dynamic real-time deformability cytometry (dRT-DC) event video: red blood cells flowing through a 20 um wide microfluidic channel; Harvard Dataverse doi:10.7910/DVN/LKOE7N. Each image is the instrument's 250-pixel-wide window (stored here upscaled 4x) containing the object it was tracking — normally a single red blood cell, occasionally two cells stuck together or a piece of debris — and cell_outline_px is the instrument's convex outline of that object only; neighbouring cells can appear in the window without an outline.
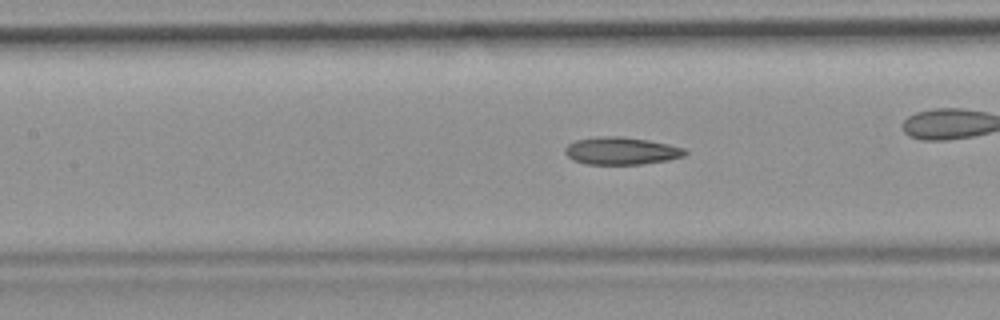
{"species": "common noctule bat (a hibernating species)", "species_latin": "Nyctalus noctula", "temperature_condition": "room temperature", "stored_images_in_passage": 54, "camera_frame_rate_fps": 3000, "um_per_image_px": 0.085, "animal": {"sex": "female", "body_mass_g": 19.9}, "frame": {"image": 1, "passage_image": 24, "time_ms": 7.667, "image_size_px": [1000, 320], "cell_outline_px": [[688, 152], [684, 156], [668, 160], [644, 164], [584, 164], [572, 160], [564, 152], [564, 148], [568, 144], [576, 140], [596, 136], [620, 136], [648, 140], [668, 144], [684, 148]], "centroid_in_image_um": [52.79, 12.82], "position_along_channel_um": 154.6, "area_um2": 19.36}, "authors_computed_cell_mechanics": {"area_um2": 19.2763, "velocity_mm_per_s": 3.8003, "shape_relaxation_time_tau1_ms": null, "shape_relaxation_time_tau2_ms": 3.6994, "deformation_change_tau1": null, "deformation_change_tau2": 0.1173}}